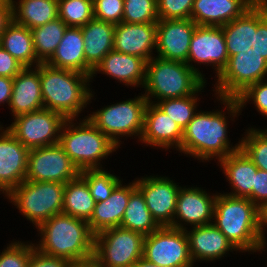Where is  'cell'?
<instances>
[{"label":"cell","mask_w":267,"mask_h":267,"mask_svg":"<svg viewBox=\"0 0 267 267\" xmlns=\"http://www.w3.org/2000/svg\"><path fill=\"white\" fill-rule=\"evenodd\" d=\"M212 97H214V103H219L218 109L215 107L216 109L212 111H204L200 107V111L195 113L183 130L181 142V156L182 154L188 158L191 156L193 160L203 164L211 160L218 162L230 153L241 149V139L238 138L239 141L231 143L230 135L228 136V133L230 134L228 127L231 126L229 123L236 122L235 120L242 115L237 99L217 95Z\"/></svg>","instance_id":"1"},{"label":"cell","mask_w":267,"mask_h":267,"mask_svg":"<svg viewBox=\"0 0 267 267\" xmlns=\"http://www.w3.org/2000/svg\"><path fill=\"white\" fill-rule=\"evenodd\" d=\"M40 85L44 108L61 113L66 119L83 116L84 109L97 98L89 75L46 63H40Z\"/></svg>","instance_id":"2"},{"label":"cell","mask_w":267,"mask_h":267,"mask_svg":"<svg viewBox=\"0 0 267 267\" xmlns=\"http://www.w3.org/2000/svg\"><path fill=\"white\" fill-rule=\"evenodd\" d=\"M238 253H258L260 209L248 198L217 193L212 222Z\"/></svg>","instance_id":"3"},{"label":"cell","mask_w":267,"mask_h":267,"mask_svg":"<svg viewBox=\"0 0 267 267\" xmlns=\"http://www.w3.org/2000/svg\"><path fill=\"white\" fill-rule=\"evenodd\" d=\"M35 248L43 254L73 262L94 255V234L88 221L66 214L54 215L40 224Z\"/></svg>","instance_id":"4"},{"label":"cell","mask_w":267,"mask_h":267,"mask_svg":"<svg viewBox=\"0 0 267 267\" xmlns=\"http://www.w3.org/2000/svg\"><path fill=\"white\" fill-rule=\"evenodd\" d=\"M58 144L80 171L106 168L105 160L119 152L118 147L85 115L66 119Z\"/></svg>","instance_id":"5"},{"label":"cell","mask_w":267,"mask_h":267,"mask_svg":"<svg viewBox=\"0 0 267 267\" xmlns=\"http://www.w3.org/2000/svg\"><path fill=\"white\" fill-rule=\"evenodd\" d=\"M206 81L187 63L152 57L146 62L142 93L149 103L195 94Z\"/></svg>","instance_id":"6"},{"label":"cell","mask_w":267,"mask_h":267,"mask_svg":"<svg viewBox=\"0 0 267 267\" xmlns=\"http://www.w3.org/2000/svg\"><path fill=\"white\" fill-rule=\"evenodd\" d=\"M111 102L94 111H87L86 118L105 134L119 149L123 140L140 138L144 128V112L148 103L143 93L134 98ZM125 137V138H124ZM132 137V138H131Z\"/></svg>","instance_id":"7"},{"label":"cell","mask_w":267,"mask_h":267,"mask_svg":"<svg viewBox=\"0 0 267 267\" xmlns=\"http://www.w3.org/2000/svg\"><path fill=\"white\" fill-rule=\"evenodd\" d=\"M65 184L24 180L3 199L14 205L33 227L62 213Z\"/></svg>","instance_id":"8"},{"label":"cell","mask_w":267,"mask_h":267,"mask_svg":"<svg viewBox=\"0 0 267 267\" xmlns=\"http://www.w3.org/2000/svg\"><path fill=\"white\" fill-rule=\"evenodd\" d=\"M228 56H262L267 60V0H258L241 17L222 26Z\"/></svg>","instance_id":"9"},{"label":"cell","mask_w":267,"mask_h":267,"mask_svg":"<svg viewBox=\"0 0 267 267\" xmlns=\"http://www.w3.org/2000/svg\"><path fill=\"white\" fill-rule=\"evenodd\" d=\"M145 236L122 228H109L94 235V256L105 267H131L143 257Z\"/></svg>","instance_id":"10"},{"label":"cell","mask_w":267,"mask_h":267,"mask_svg":"<svg viewBox=\"0 0 267 267\" xmlns=\"http://www.w3.org/2000/svg\"><path fill=\"white\" fill-rule=\"evenodd\" d=\"M11 121L5 127L30 150L58 144L66 118L61 113L43 108L15 116Z\"/></svg>","instance_id":"11"},{"label":"cell","mask_w":267,"mask_h":267,"mask_svg":"<svg viewBox=\"0 0 267 267\" xmlns=\"http://www.w3.org/2000/svg\"><path fill=\"white\" fill-rule=\"evenodd\" d=\"M143 258L159 267H194L185 230L159 227L145 236Z\"/></svg>","instance_id":"12"},{"label":"cell","mask_w":267,"mask_h":267,"mask_svg":"<svg viewBox=\"0 0 267 267\" xmlns=\"http://www.w3.org/2000/svg\"><path fill=\"white\" fill-rule=\"evenodd\" d=\"M267 79V60L262 56L235 54L212 82L211 94L236 98L249 85Z\"/></svg>","instance_id":"13"},{"label":"cell","mask_w":267,"mask_h":267,"mask_svg":"<svg viewBox=\"0 0 267 267\" xmlns=\"http://www.w3.org/2000/svg\"><path fill=\"white\" fill-rule=\"evenodd\" d=\"M228 53L222 27L196 26L190 42L187 58L188 66L206 82L205 73L200 66L212 67L215 79L228 63ZM201 70V71H200Z\"/></svg>","instance_id":"14"},{"label":"cell","mask_w":267,"mask_h":267,"mask_svg":"<svg viewBox=\"0 0 267 267\" xmlns=\"http://www.w3.org/2000/svg\"><path fill=\"white\" fill-rule=\"evenodd\" d=\"M79 175L80 170L59 144L29 150L26 181L66 184Z\"/></svg>","instance_id":"15"},{"label":"cell","mask_w":267,"mask_h":267,"mask_svg":"<svg viewBox=\"0 0 267 267\" xmlns=\"http://www.w3.org/2000/svg\"><path fill=\"white\" fill-rule=\"evenodd\" d=\"M136 187L143 194L148 210L160 226H171L176 211L180 183L163 175H148L135 177Z\"/></svg>","instance_id":"16"},{"label":"cell","mask_w":267,"mask_h":267,"mask_svg":"<svg viewBox=\"0 0 267 267\" xmlns=\"http://www.w3.org/2000/svg\"><path fill=\"white\" fill-rule=\"evenodd\" d=\"M201 185H182L177 197L173 224L170 227L186 230L212 224L218 191H206ZM209 192V193H208Z\"/></svg>","instance_id":"17"},{"label":"cell","mask_w":267,"mask_h":267,"mask_svg":"<svg viewBox=\"0 0 267 267\" xmlns=\"http://www.w3.org/2000/svg\"><path fill=\"white\" fill-rule=\"evenodd\" d=\"M29 149L0 122V195L5 197L26 179ZM3 195V196H2Z\"/></svg>","instance_id":"18"},{"label":"cell","mask_w":267,"mask_h":267,"mask_svg":"<svg viewBox=\"0 0 267 267\" xmlns=\"http://www.w3.org/2000/svg\"><path fill=\"white\" fill-rule=\"evenodd\" d=\"M196 26L192 19H159L155 55L186 63Z\"/></svg>","instance_id":"19"},{"label":"cell","mask_w":267,"mask_h":267,"mask_svg":"<svg viewBox=\"0 0 267 267\" xmlns=\"http://www.w3.org/2000/svg\"><path fill=\"white\" fill-rule=\"evenodd\" d=\"M183 130L155 104L147 103L144 112V128L139 143L157 150H176L180 156ZM159 148V149H158ZM162 148V149H161Z\"/></svg>","instance_id":"20"},{"label":"cell","mask_w":267,"mask_h":267,"mask_svg":"<svg viewBox=\"0 0 267 267\" xmlns=\"http://www.w3.org/2000/svg\"><path fill=\"white\" fill-rule=\"evenodd\" d=\"M189 242L191 259L198 263H217L229 257L230 252L237 255V250L227 240L226 236L212 223L185 230Z\"/></svg>","instance_id":"21"},{"label":"cell","mask_w":267,"mask_h":267,"mask_svg":"<svg viewBox=\"0 0 267 267\" xmlns=\"http://www.w3.org/2000/svg\"><path fill=\"white\" fill-rule=\"evenodd\" d=\"M97 73L104 74L109 77V80H116V83L125 85L127 88H140L141 91L145 83L146 61L138 56L124 54L113 49L94 68L91 84L95 81Z\"/></svg>","instance_id":"22"},{"label":"cell","mask_w":267,"mask_h":267,"mask_svg":"<svg viewBox=\"0 0 267 267\" xmlns=\"http://www.w3.org/2000/svg\"><path fill=\"white\" fill-rule=\"evenodd\" d=\"M157 23H125L115 25L113 49L135 55L146 62L155 57Z\"/></svg>","instance_id":"23"},{"label":"cell","mask_w":267,"mask_h":267,"mask_svg":"<svg viewBox=\"0 0 267 267\" xmlns=\"http://www.w3.org/2000/svg\"><path fill=\"white\" fill-rule=\"evenodd\" d=\"M7 108L13 118L44 108L40 85V64L36 67H25L13 78L12 95Z\"/></svg>","instance_id":"24"},{"label":"cell","mask_w":267,"mask_h":267,"mask_svg":"<svg viewBox=\"0 0 267 267\" xmlns=\"http://www.w3.org/2000/svg\"><path fill=\"white\" fill-rule=\"evenodd\" d=\"M123 179L105 201L96 202L94 212L88 221L91 232H99L120 226L130 194L137 188L135 179L125 183Z\"/></svg>","instance_id":"25"},{"label":"cell","mask_w":267,"mask_h":267,"mask_svg":"<svg viewBox=\"0 0 267 267\" xmlns=\"http://www.w3.org/2000/svg\"><path fill=\"white\" fill-rule=\"evenodd\" d=\"M258 0H194L191 19L198 26L222 27L241 17Z\"/></svg>","instance_id":"26"},{"label":"cell","mask_w":267,"mask_h":267,"mask_svg":"<svg viewBox=\"0 0 267 267\" xmlns=\"http://www.w3.org/2000/svg\"><path fill=\"white\" fill-rule=\"evenodd\" d=\"M216 163L228 182L227 186H230V192L222 191L224 194L247 198L252 193L258 168L242 149L230 153Z\"/></svg>","instance_id":"27"},{"label":"cell","mask_w":267,"mask_h":267,"mask_svg":"<svg viewBox=\"0 0 267 267\" xmlns=\"http://www.w3.org/2000/svg\"><path fill=\"white\" fill-rule=\"evenodd\" d=\"M86 59V75L91 77L94 68L113 50L115 24L92 19L81 27Z\"/></svg>","instance_id":"28"},{"label":"cell","mask_w":267,"mask_h":267,"mask_svg":"<svg viewBox=\"0 0 267 267\" xmlns=\"http://www.w3.org/2000/svg\"><path fill=\"white\" fill-rule=\"evenodd\" d=\"M46 64L86 75L84 40L80 27H67L58 47Z\"/></svg>","instance_id":"29"},{"label":"cell","mask_w":267,"mask_h":267,"mask_svg":"<svg viewBox=\"0 0 267 267\" xmlns=\"http://www.w3.org/2000/svg\"><path fill=\"white\" fill-rule=\"evenodd\" d=\"M13 21L30 30L58 18V0H11Z\"/></svg>","instance_id":"30"},{"label":"cell","mask_w":267,"mask_h":267,"mask_svg":"<svg viewBox=\"0 0 267 267\" xmlns=\"http://www.w3.org/2000/svg\"><path fill=\"white\" fill-rule=\"evenodd\" d=\"M0 46L24 67H36L38 61L31 30L12 21L0 36Z\"/></svg>","instance_id":"31"},{"label":"cell","mask_w":267,"mask_h":267,"mask_svg":"<svg viewBox=\"0 0 267 267\" xmlns=\"http://www.w3.org/2000/svg\"><path fill=\"white\" fill-rule=\"evenodd\" d=\"M95 203L87 182L80 175L65 184L63 214L89 221L93 215Z\"/></svg>","instance_id":"32"},{"label":"cell","mask_w":267,"mask_h":267,"mask_svg":"<svg viewBox=\"0 0 267 267\" xmlns=\"http://www.w3.org/2000/svg\"><path fill=\"white\" fill-rule=\"evenodd\" d=\"M120 227L141 233L144 236L151 234L160 227L153 219L147 208L145 198L138 188L130 194Z\"/></svg>","instance_id":"33"},{"label":"cell","mask_w":267,"mask_h":267,"mask_svg":"<svg viewBox=\"0 0 267 267\" xmlns=\"http://www.w3.org/2000/svg\"><path fill=\"white\" fill-rule=\"evenodd\" d=\"M67 27L60 18H57L31 29L34 51L40 63H46L52 57Z\"/></svg>","instance_id":"34"},{"label":"cell","mask_w":267,"mask_h":267,"mask_svg":"<svg viewBox=\"0 0 267 267\" xmlns=\"http://www.w3.org/2000/svg\"><path fill=\"white\" fill-rule=\"evenodd\" d=\"M205 83L195 94L187 97L171 98L157 101L155 105L166 115H168L182 130L193 119L195 113L200 110V95L205 92Z\"/></svg>","instance_id":"35"},{"label":"cell","mask_w":267,"mask_h":267,"mask_svg":"<svg viewBox=\"0 0 267 267\" xmlns=\"http://www.w3.org/2000/svg\"><path fill=\"white\" fill-rule=\"evenodd\" d=\"M254 126L247 127L241 135V149L258 169L267 171V126Z\"/></svg>","instance_id":"36"},{"label":"cell","mask_w":267,"mask_h":267,"mask_svg":"<svg viewBox=\"0 0 267 267\" xmlns=\"http://www.w3.org/2000/svg\"><path fill=\"white\" fill-rule=\"evenodd\" d=\"M80 176L87 182L95 202L108 199L114 188L123 180L120 176L111 173V169H87L80 171Z\"/></svg>","instance_id":"37"},{"label":"cell","mask_w":267,"mask_h":267,"mask_svg":"<svg viewBox=\"0 0 267 267\" xmlns=\"http://www.w3.org/2000/svg\"><path fill=\"white\" fill-rule=\"evenodd\" d=\"M58 18L68 27H83L94 19L93 0H58Z\"/></svg>","instance_id":"38"},{"label":"cell","mask_w":267,"mask_h":267,"mask_svg":"<svg viewBox=\"0 0 267 267\" xmlns=\"http://www.w3.org/2000/svg\"><path fill=\"white\" fill-rule=\"evenodd\" d=\"M122 22L157 23V0H124Z\"/></svg>","instance_id":"39"},{"label":"cell","mask_w":267,"mask_h":267,"mask_svg":"<svg viewBox=\"0 0 267 267\" xmlns=\"http://www.w3.org/2000/svg\"><path fill=\"white\" fill-rule=\"evenodd\" d=\"M34 243L13 239L0 252V267H28Z\"/></svg>","instance_id":"40"},{"label":"cell","mask_w":267,"mask_h":267,"mask_svg":"<svg viewBox=\"0 0 267 267\" xmlns=\"http://www.w3.org/2000/svg\"><path fill=\"white\" fill-rule=\"evenodd\" d=\"M236 99L241 112L247 107L246 105L252 104L258 114L267 119V79L249 85Z\"/></svg>","instance_id":"41"},{"label":"cell","mask_w":267,"mask_h":267,"mask_svg":"<svg viewBox=\"0 0 267 267\" xmlns=\"http://www.w3.org/2000/svg\"><path fill=\"white\" fill-rule=\"evenodd\" d=\"M194 0H157L159 19H191Z\"/></svg>","instance_id":"42"},{"label":"cell","mask_w":267,"mask_h":267,"mask_svg":"<svg viewBox=\"0 0 267 267\" xmlns=\"http://www.w3.org/2000/svg\"><path fill=\"white\" fill-rule=\"evenodd\" d=\"M124 0H93L94 18L113 24L122 22Z\"/></svg>","instance_id":"43"},{"label":"cell","mask_w":267,"mask_h":267,"mask_svg":"<svg viewBox=\"0 0 267 267\" xmlns=\"http://www.w3.org/2000/svg\"><path fill=\"white\" fill-rule=\"evenodd\" d=\"M247 198L259 209L267 203V171L257 169L252 193Z\"/></svg>","instance_id":"44"},{"label":"cell","mask_w":267,"mask_h":267,"mask_svg":"<svg viewBox=\"0 0 267 267\" xmlns=\"http://www.w3.org/2000/svg\"><path fill=\"white\" fill-rule=\"evenodd\" d=\"M69 263L64 258L46 255L34 248L29 258L28 267H68Z\"/></svg>","instance_id":"45"},{"label":"cell","mask_w":267,"mask_h":267,"mask_svg":"<svg viewBox=\"0 0 267 267\" xmlns=\"http://www.w3.org/2000/svg\"><path fill=\"white\" fill-rule=\"evenodd\" d=\"M25 67L0 46V76L14 78Z\"/></svg>","instance_id":"46"},{"label":"cell","mask_w":267,"mask_h":267,"mask_svg":"<svg viewBox=\"0 0 267 267\" xmlns=\"http://www.w3.org/2000/svg\"><path fill=\"white\" fill-rule=\"evenodd\" d=\"M13 21L11 0H5L0 5V36Z\"/></svg>","instance_id":"47"},{"label":"cell","mask_w":267,"mask_h":267,"mask_svg":"<svg viewBox=\"0 0 267 267\" xmlns=\"http://www.w3.org/2000/svg\"><path fill=\"white\" fill-rule=\"evenodd\" d=\"M13 89V78L0 76V106L9 105ZM7 104V105H6Z\"/></svg>","instance_id":"48"},{"label":"cell","mask_w":267,"mask_h":267,"mask_svg":"<svg viewBox=\"0 0 267 267\" xmlns=\"http://www.w3.org/2000/svg\"><path fill=\"white\" fill-rule=\"evenodd\" d=\"M267 203L260 209V239L258 255L267 250Z\"/></svg>","instance_id":"49"},{"label":"cell","mask_w":267,"mask_h":267,"mask_svg":"<svg viewBox=\"0 0 267 267\" xmlns=\"http://www.w3.org/2000/svg\"><path fill=\"white\" fill-rule=\"evenodd\" d=\"M68 267H105L94 255L69 263Z\"/></svg>","instance_id":"50"},{"label":"cell","mask_w":267,"mask_h":267,"mask_svg":"<svg viewBox=\"0 0 267 267\" xmlns=\"http://www.w3.org/2000/svg\"><path fill=\"white\" fill-rule=\"evenodd\" d=\"M131 267H159V266L147 261L142 257L141 259L136 261Z\"/></svg>","instance_id":"51"}]
</instances>
